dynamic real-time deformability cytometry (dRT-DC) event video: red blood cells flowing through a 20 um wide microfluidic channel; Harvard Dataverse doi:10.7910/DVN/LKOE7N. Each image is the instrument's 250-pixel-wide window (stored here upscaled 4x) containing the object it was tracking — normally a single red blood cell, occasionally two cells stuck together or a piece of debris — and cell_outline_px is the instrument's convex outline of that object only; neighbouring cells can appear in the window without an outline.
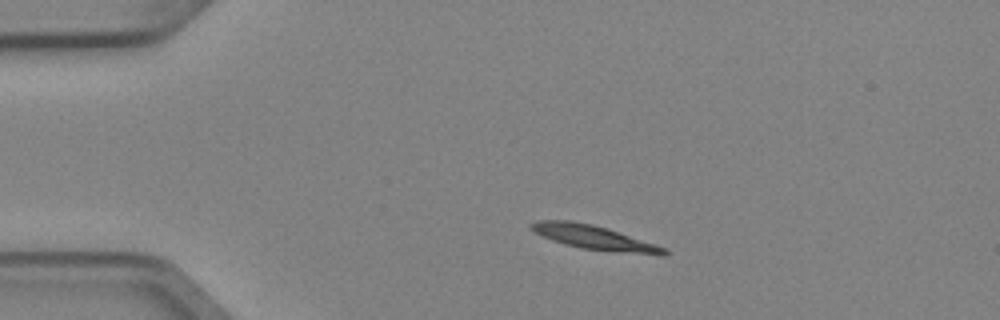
{"species": "Egyptian fruit bat (a non-hibernating species)", "species_latin": "Rousettus aegyptiacus", "temperature_condition": "cold", "stored_images_in_passage": 3, "camera_frame_rate_fps": 3000, "um_per_image_px": 0.085, "animal": {"sex": "female"}, "frame": {"image": 1, "passage_image": 2, "time_ms": 0.333, "image_size_px": [1000, 320], "cell_outline_px": [[668, 252], [664, 256], [660, 256], [616, 252], [580, 248], [564, 244], [552, 240], [528, 228], [528, 224], [536, 220], [568, 220], [592, 224], [608, 228], [668, 248]], "centroid_in_image_um": [50.56, 20.2], "position_along_channel_um": 34.4, "area_um2": 19.02}}